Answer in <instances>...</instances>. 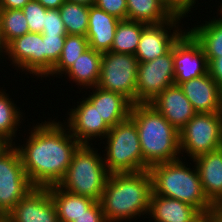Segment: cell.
Segmentation results:
<instances>
[{
  "mask_svg": "<svg viewBox=\"0 0 222 222\" xmlns=\"http://www.w3.org/2000/svg\"><path fill=\"white\" fill-rule=\"evenodd\" d=\"M26 140L25 145L15 147L31 184L40 188L58 185L63 180L81 145L67 126L65 129L60 121L54 120L36 124Z\"/></svg>",
  "mask_w": 222,
  "mask_h": 222,
  "instance_id": "1",
  "label": "cell"
},
{
  "mask_svg": "<svg viewBox=\"0 0 222 222\" xmlns=\"http://www.w3.org/2000/svg\"><path fill=\"white\" fill-rule=\"evenodd\" d=\"M152 193L148 170L110 174L100 200L106 221L121 222L148 215Z\"/></svg>",
  "mask_w": 222,
  "mask_h": 222,
  "instance_id": "2",
  "label": "cell"
},
{
  "mask_svg": "<svg viewBox=\"0 0 222 222\" xmlns=\"http://www.w3.org/2000/svg\"><path fill=\"white\" fill-rule=\"evenodd\" d=\"M129 117L135 122L143 160L149 166L179 159V131L152 105L132 104Z\"/></svg>",
  "mask_w": 222,
  "mask_h": 222,
  "instance_id": "3",
  "label": "cell"
},
{
  "mask_svg": "<svg viewBox=\"0 0 222 222\" xmlns=\"http://www.w3.org/2000/svg\"><path fill=\"white\" fill-rule=\"evenodd\" d=\"M182 158L154 164L149 167L152 178L153 193L188 203L201 213H206L214 205L206 197L195 168L191 170L183 163Z\"/></svg>",
  "mask_w": 222,
  "mask_h": 222,
  "instance_id": "4",
  "label": "cell"
},
{
  "mask_svg": "<svg viewBox=\"0 0 222 222\" xmlns=\"http://www.w3.org/2000/svg\"><path fill=\"white\" fill-rule=\"evenodd\" d=\"M91 145L93 146L92 143L81 144L77 148L66 175L58 186L73 194L100 202L110 173L102 156H99L96 148Z\"/></svg>",
  "mask_w": 222,
  "mask_h": 222,
  "instance_id": "5",
  "label": "cell"
},
{
  "mask_svg": "<svg viewBox=\"0 0 222 222\" xmlns=\"http://www.w3.org/2000/svg\"><path fill=\"white\" fill-rule=\"evenodd\" d=\"M105 138L107 153L103 159L110 174L149 170L143 160L137 127L130 117L112 127Z\"/></svg>",
  "mask_w": 222,
  "mask_h": 222,
  "instance_id": "6",
  "label": "cell"
},
{
  "mask_svg": "<svg viewBox=\"0 0 222 222\" xmlns=\"http://www.w3.org/2000/svg\"><path fill=\"white\" fill-rule=\"evenodd\" d=\"M180 152L191 159L222 147V113H196L179 131Z\"/></svg>",
  "mask_w": 222,
  "mask_h": 222,
  "instance_id": "7",
  "label": "cell"
},
{
  "mask_svg": "<svg viewBox=\"0 0 222 222\" xmlns=\"http://www.w3.org/2000/svg\"><path fill=\"white\" fill-rule=\"evenodd\" d=\"M138 65L135 55L110 51L103 53L97 86L119 93L136 104Z\"/></svg>",
  "mask_w": 222,
  "mask_h": 222,
  "instance_id": "8",
  "label": "cell"
},
{
  "mask_svg": "<svg viewBox=\"0 0 222 222\" xmlns=\"http://www.w3.org/2000/svg\"><path fill=\"white\" fill-rule=\"evenodd\" d=\"M33 188L20 153L12 145L0 156V218H4Z\"/></svg>",
  "mask_w": 222,
  "mask_h": 222,
  "instance_id": "9",
  "label": "cell"
},
{
  "mask_svg": "<svg viewBox=\"0 0 222 222\" xmlns=\"http://www.w3.org/2000/svg\"><path fill=\"white\" fill-rule=\"evenodd\" d=\"M173 47L163 56L139 63L136 104H149L165 88L174 85Z\"/></svg>",
  "mask_w": 222,
  "mask_h": 222,
  "instance_id": "10",
  "label": "cell"
},
{
  "mask_svg": "<svg viewBox=\"0 0 222 222\" xmlns=\"http://www.w3.org/2000/svg\"><path fill=\"white\" fill-rule=\"evenodd\" d=\"M180 19H182L180 16L175 15L170 21L148 24L144 27L135 53L138 63L156 59L172 49L173 45L187 31L178 27V23H181ZM168 30H173V32L170 34Z\"/></svg>",
  "mask_w": 222,
  "mask_h": 222,
  "instance_id": "11",
  "label": "cell"
},
{
  "mask_svg": "<svg viewBox=\"0 0 222 222\" xmlns=\"http://www.w3.org/2000/svg\"><path fill=\"white\" fill-rule=\"evenodd\" d=\"M174 85L208 73L204 50L186 31L173 45Z\"/></svg>",
  "mask_w": 222,
  "mask_h": 222,
  "instance_id": "12",
  "label": "cell"
},
{
  "mask_svg": "<svg viewBox=\"0 0 222 222\" xmlns=\"http://www.w3.org/2000/svg\"><path fill=\"white\" fill-rule=\"evenodd\" d=\"M13 66L34 76L44 77V42L42 33L28 32L7 45Z\"/></svg>",
  "mask_w": 222,
  "mask_h": 222,
  "instance_id": "13",
  "label": "cell"
},
{
  "mask_svg": "<svg viewBox=\"0 0 222 222\" xmlns=\"http://www.w3.org/2000/svg\"><path fill=\"white\" fill-rule=\"evenodd\" d=\"M9 222H59L48 188L34 187L5 216Z\"/></svg>",
  "mask_w": 222,
  "mask_h": 222,
  "instance_id": "14",
  "label": "cell"
},
{
  "mask_svg": "<svg viewBox=\"0 0 222 222\" xmlns=\"http://www.w3.org/2000/svg\"><path fill=\"white\" fill-rule=\"evenodd\" d=\"M69 110L71 111L70 114L67 113L69 118L66 126L80 144H90L88 141L97 137L101 138L100 140L105 139L111 128L87 98Z\"/></svg>",
  "mask_w": 222,
  "mask_h": 222,
  "instance_id": "15",
  "label": "cell"
},
{
  "mask_svg": "<svg viewBox=\"0 0 222 222\" xmlns=\"http://www.w3.org/2000/svg\"><path fill=\"white\" fill-rule=\"evenodd\" d=\"M197 113H222V90L209 73L179 84Z\"/></svg>",
  "mask_w": 222,
  "mask_h": 222,
  "instance_id": "16",
  "label": "cell"
},
{
  "mask_svg": "<svg viewBox=\"0 0 222 222\" xmlns=\"http://www.w3.org/2000/svg\"><path fill=\"white\" fill-rule=\"evenodd\" d=\"M177 130L180 131L197 113L179 85L165 88L150 103Z\"/></svg>",
  "mask_w": 222,
  "mask_h": 222,
  "instance_id": "17",
  "label": "cell"
},
{
  "mask_svg": "<svg viewBox=\"0 0 222 222\" xmlns=\"http://www.w3.org/2000/svg\"><path fill=\"white\" fill-rule=\"evenodd\" d=\"M192 160L206 197L214 206H222V147Z\"/></svg>",
  "mask_w": 222,
  "mask_h": 222,
  "instance_id": "18",
  "label": "cell"
},
{
  "mask_svg": "<svg viewBox=\"0 0 222 222\" xmlns=\"http://www.w3.org/2000/svg\"><path fill=\"white\" fill-rule=\"evenodd\" d=\"M119 19L95 5L89 6L88 31L89 48L100 53L109 52Z\"/></svg>",
  "mask_w": 222,
  "mask_h": 222,
  "instance_id": "19",
  "label": "cell"
},
{
  "mask_svg": "<svg viewBox=\"0 0 222 222\" xmlns=\"http://www.w3.org/2000/svg\"><path fill=\"white\" fill-rule=\"evenodd\" d=\"M92 93L86 98L97 108L98 113L110 128L130 116L132 103L123 95L98 86L93 88Z\"/></svg>",
  "mask_w": 222,
  "mask_h": 222,
  "instance_id": "20",
  "label": "cell"
},
{
  "mask_svg": "<svg viewBox=\"0 0 222 222\" xmlns=\"http://www.w3.org/2000/svg\"><path fill=\"white\" fill-rule=\"evenodd\" d=\"M148 214L155 222H193L201 212L180 200L152 194Z\"/></svg>",
  "mask_w": 222,
  "mask_h": 222,
  "instance_id": "21",
  "label": "cell"
},
{
  "mask_svg": "<svg viewBox=\"0 0 222 222\" xmlns=\"http://www.w3.org/2000/svg\"><path fill=\"white\" fill-rule=\"evenodd\" d=\"M54 201L59 222H73L96 202L91 198L73 194L58 185L47 187Z\"/></svg>",
  "mask_w": 222,
  "mask_h": 222,
  "instance_id": "22",
  "label": "cell"
},
{
  "mask_svg": "<svg viewBox=\"0 0 222 222\" xmlns=\"http://www.w3.org/2000/svg\"><path fill=\"white\" fill-rule=\"evenodd\" d=\"M102 56L103 53L89 48L75 60L64 73L65 76L67 75L77 85H82V88L92 89L99 81Z\"/></svg>",
  "mask_w": 222,
  "mask_h": 222,
  "instance_id": "23",
  "label": "cell"
},
{
  "mask_svg": "<svg viewBox=\"0 0 222 222\" xmlns=\"http://www.w3.org/2000/svg\"><path fill=\"white\" fill-rule=\"evenodd\" d=\"M175 15L161 0H127V19L145 24L170 21Z\"/></svg>",
  "mask_w": 222,
  "mask_h": 222,
  "instance_id": "24",
  "label": "cell"
},
{
  "mask_svg": "<svg viewBox=\"0 0 222 222\" xmlns=\"http://www.w3.org/2000/svg\"><path fill=\"white\" fill-rule=\"evenodd\" d=\"M217 11L222 16L219 8ZM189 29L187 31L201 45L207 59L222 56V17L213 18L211 21H206L205 24Z\"/></svg>",
  "mask_w": 222,
  "mask_h": 222,
  "instance_id": "25",
  "label": "cell"
},
{
  "mask_svg": "<svg viewBox=\"0 0 222 222\" xmlns=\"http://www.w3.org/2000/svg\"><path fill=\"white\" fill-rule=\"evenodd\" d=\"M147 24L133 20H120L110 52L135 55L144 27Z\"/></svg>",
  "mask_w": 222,
  "mask_h": 222,
  "instance_id": "26",
  "label": "cell"
},
{
  "mask_svg": "<svg viewBox=\"0 0 222 222\" xmlns=\"http://www.w3.org/2000/svg\"><path fill=\"white\" fill-rule=\"evenodd\" d=\"M59 13L67 34L86 36L89 6L65 1L59 8Z\"/></svg>",
  "mask_w": 222,
  "mask_h": 222,
  "instance_id": "27",
  "label": "cell"
},
{
  "mask_svg": "<svg viewBox=\"0 0 222 222\" xmlns=\"http://www.w3.org/2000/svg\"><path fill=\"white\" fill-rule=\"evenodd\" d=\"M18 108L8 94L4 90H0V136L12 145H15L13 137L17 135V126H20V120L23 117Z\"/></svg>",
  "mask_w": 222,
  "mask_h": 222,
  "instance_id": "28",
  "label": "cell"
},
{
  "mask_svg": "<svg viewBox=\"0 0 222 222\" xmlns=\"http://www.w3.org/2000/svg\"><path fill=\"white\" fill-rule=\"evenodd\" d=\"M88 49L89 42L86 36L67 34L61 56L49 75L53 76L58 74L61 76L74 64L75 60Z\"/></svg>",
  "mask_w": 222,
  "mask_h": 222,
  "instance_id": "29",
  "label": "cell"
},
{
  "mask_svg": "<svg viewBox=\"0 0 222 222\" xmlns=\"http://www.w3.org/2000/svg\"><path fill=\"white\" fill-rule=\"evenodd\" d=\"M0 26L2 38L6 45L15 38L30 32L22 9L0 10Z\"/></svg>",
  "mask_w": 222,
  "mask_h": 222,
  "instance_id": "30",
  "label": "cell"
},
{
  "mask_svg": "<svg viewBox=\"0 0 222 222\" xmlns=\"http://www.w3.org/2000/svg\"><path fill=\"white\" fill-rule=\"evenodd\" d=\"M66 35H43L44 42V77H49L58 62Z\"/></svg>",
  "mask_w": 222,
  "mask_h": 222,
  "instance_id": "31",
  "label": "cell"
},
{
  "mask_svg": "<svg viewBox=\"0 0 222 222\" xmlns=\"http://www.w3.org/2000/svg\"><path fill=\"white\" fill-rule=\"evenodd\" d=\"M22 11L26 16L29 31L42 33L47 8H44L37 0H31L22 8Z\"/></svg>",
  "mask_w": 222,
  "mask_h": 222,
  "instance_id": "32",
  "label": "cell"
},
{
  "mask_svg": "<svg viewBox=\"0 0 222 222\" xmlns=\"http://www.w3.org/2000/svg\"><path fill=\"white\" fill-rule=\"evenodd\" d=\"M42 35H67L59 9H47Z\"/></svg>",
  "mask_w": 222,
  "mask_h": 222,
  "instance_id": "33",
  "label": "cell"
},
{
  "mask_svg": "<svg viewBox=\"0 0 222 222\" xmlns=\"http://www.w3.org/2000/svg\"><path fill=\"white\" fill-rule=\"evenodd\" d=\"M94 5L119 20L127 19V0H95Z\"/></svg>",
  "mask_w": 222,
  "mask_h": 222,
  "instance_id": "34",
  "label": "cell"
},
{
  "mask_svg": "<svg viewBox=\"0 0 222 222\" xmlns=\"http://www.w3.org/2000/svg\"><path fill=\"white\" fill-rule=\"evenodd\" d=\"M167 8L174 14L180 17H186V15L194 8L196 0H161ZM194 6V7H193ZM187 13V14H186Z\"/></svg>",
  "mask_w": 222,
  "mask_h": 222,
  "instance_id": "35",
  "label": "cell"
},
{
  "mask_svg": "<svg viewBox=\"0 0 222 222\" xmlns=\"http://www.w3.org/2000/svg\"><path fill=\"white\" fill-rule=\"evenodd\" d=\"M73 222H107L100 202H95L86 213L76 218Z\"/></svg>",
  "mask_w": 222,
  "mask_h": 222,
  "instance_id": "36",
  "label": "cell"
},
{
  "mask_svg": "<svg viewBox=\"0 0 222 222\" xmlns=\"http://www.w3.org/2000/svg\"><path fill=\"white\" fill-rule=\"evenodd\" d=\"M207 62L208 73L222 90V56L215 59H207Z\"/></svg>",
  "mask_w": 222,
  "mask_h": 222,
  "instance_id": "37",
  "label": "cell"
},
{
  "mask_svg": "<svg viewBox=\"0 0 222 222\" xmlns=\"http://www.w3.org/2000/svg\"><path fill=\"white\" fill-rule=\"evenodd\" d=\"M31 0H0V10L22 9Z\"/></svg>",
  "mask_w": 222,
  "mask_h": 222,
  "instance_id": "38",
  "label": "cell"
},
{
  "mask_svg": "<svg viewBox=\"0 0 222 222\" xmlns=\"http://www.w3.org/2000/svg\"><path fill=\"white\" fill-rule=\"evenodd\" d=\"M44 8L59 9L66 0H37Z\"/></svg>",
  "mask_w": 222,
  "mask_h": 222,
  "instance_id": "39",
  "label": "cell"
},
{
  "mask_svg": "<svg viewBox=\"0 0 222 222\" xmlns=\"http://www.w3.org/2000/svg\"><path fill=\"white\" fill-rule=\"evenodd\" d=\"M207 213L211 216L212 222H222V206H213Z\"/></svg>",
  "mask_w": 222,
  "mask_h": 222,
  "instance_id": "40",
  "label": "cell"
},
{
  "mask_svg": "<svg viewBox=\"0 0 222 222\" xmlns=\"http://www.w3.org/2000/svg\"><path fill=\"white\" fill-rule=\"evenodd\" d=\"M11 146L12 144L10 142L0 136V156L5 153Z\"/></svg>",
  "mask_w": 222,
  "mask_h": 222,
  "instance_id": "41",
  "label": "cell"
},
{
  "mask_svg": "<svg viewBox=\"0 0 222 222\" xmlns=\"http://www.w3.org/2000/svg\"><path fill=\"white\" fill-rule=\"evenodd\" d=\"M193 222H212L211 216L206 213H201Z\"/></svg>",
  "mask_w": 222,
  "mask_h": 222,
  "instance_id": "42",
  "label": "cell"
},
{
  "mask_svg": "<svg viewBox=\"0 0 222 222\" xmlns=\"http://www.w3.org/2000/svg\"><path fill=\"white\" fill-rule=\"evenodd\" d=\"M5 52V53H4ZM2 53H4L6 55L7 53V45L4 43V40L2 38V34H1V26H0V58L2 57Z\"/></svg>",
  "mask_w": 222,
  "mask_h": 222,
  "instance_id": "43",
  "label": "cell"
},
{
  "mask_svg": "<svg viewBox=\"0 0 222 222\" xmlns=\"http://www.w3.org/2000/svg\"><path fill=\"white\" fill-rule=\"evenodd\" d=\"M74 3L84 4L87 6H92L95 4V0H66Z\"/></svg>",
  "mask_w": 222,
  "mask_h": 222,
  "instance_id": "44",
  "label": "cell"
},
{
  "mask_svg": "<svg viewBox=\"0 0 222 222\" xmlns=\"http://www.w3.org/2000/svg\"><path fill=\"white\" fill-rule=\"evenodd\" d=\"M0 222H9V221L6 220L5 217H4V218H0Z\"/></svg>",
  "mask_w": 222,
  "mask_h": 222,
  "instance_id": "45",
  "label": "cell"
},
{
  "mask_svg": "<svg viewBox=\"0 0 222 222\" xmlns=\"http://www.w3.org/2000/svg\"><path fill=\"white\" fill-rule=\"evenodd\" d=\"M218 7H220V11L222 12V3H221L220 6H218Z\"/></svg>",
  "mask_w": 222,
  "mask_h": 222,
  "instance_id": "46",
  "label": "cell"
}]
</instances>
